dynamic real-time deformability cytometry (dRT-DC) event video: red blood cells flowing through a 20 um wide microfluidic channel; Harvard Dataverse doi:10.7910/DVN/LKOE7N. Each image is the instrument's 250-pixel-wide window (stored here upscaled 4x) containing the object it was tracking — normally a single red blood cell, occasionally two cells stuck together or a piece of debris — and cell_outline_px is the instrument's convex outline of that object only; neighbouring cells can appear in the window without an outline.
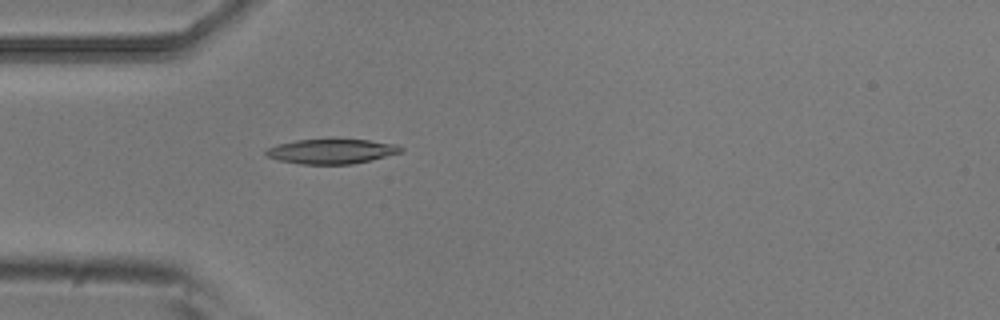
{"species": "common noctule bat (a hibernating species)", "species_latin": "Nyctalus noctula", "temperature_condition": "room temperature", "stored_images_in_passage": 1, "camera_frame_rate_fps": 3000, "um_per_image_px": 0.085, "animal": {"sex": "male", "body_mass_g": 20.5, "forearm_length_mm": 52.5}, "frame": {"image": 1, "passage_image": 1, "time_ms": 0.0, "image_size_px": [1000, 320], "cell_outline_px": [[404, 152], [372, 160], [352, 164], [300, 164], [280, 160], [268, 156], [264, 152], [268, 148], [276, 144], [296, 140], [332, 136], [368, 140], [396, 144], [404, 148]], "centroid_in_image_um": [28.23, 12.81], "position_along_channel_um": 56.8, "area_um2": 20.4}}